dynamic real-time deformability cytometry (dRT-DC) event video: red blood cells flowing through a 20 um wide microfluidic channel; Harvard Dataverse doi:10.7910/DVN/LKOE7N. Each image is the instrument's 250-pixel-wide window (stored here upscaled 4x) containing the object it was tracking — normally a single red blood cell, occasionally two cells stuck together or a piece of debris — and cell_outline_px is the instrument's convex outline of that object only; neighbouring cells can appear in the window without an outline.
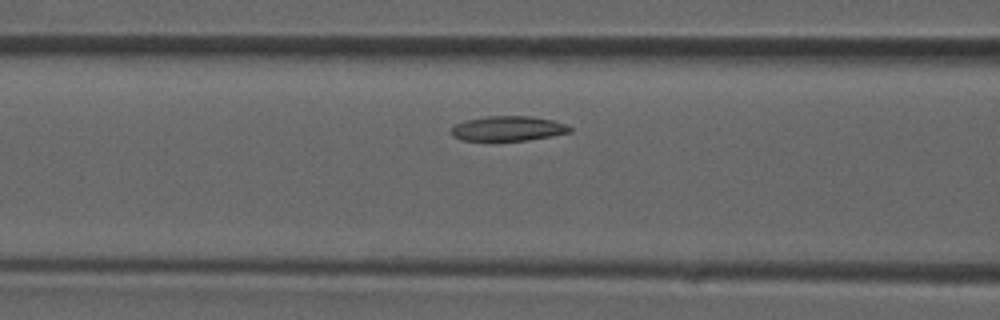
{"species": "common noctule bat (a hibernating species)", "species_latin": "Nyctalus noctula", "temperature_condition": "room temperature", "stored_images_in_passage": 7, "camera_frame_rate_fps": 3000, "um_per_image_px": 0.085, "animal": {"sex": "male", "forearm_length_mm": 52.5}, "frame": {"image": 1, "passage_image": 5, "time_ms": 1.333, "image_size_px": [1000, 320], "cell_outline_px": [[572, 132], [528, 140], [460, 140], [452, 136], [448, 132], [456, 124], [464, 120], [484, 116], [532, 116], [552, 120], [564, 124], [572, 128]], "centroid_in_image_um": [43.14, 10.92], "position_along_channel_um": 123.5, "area_um2": 17.22}}